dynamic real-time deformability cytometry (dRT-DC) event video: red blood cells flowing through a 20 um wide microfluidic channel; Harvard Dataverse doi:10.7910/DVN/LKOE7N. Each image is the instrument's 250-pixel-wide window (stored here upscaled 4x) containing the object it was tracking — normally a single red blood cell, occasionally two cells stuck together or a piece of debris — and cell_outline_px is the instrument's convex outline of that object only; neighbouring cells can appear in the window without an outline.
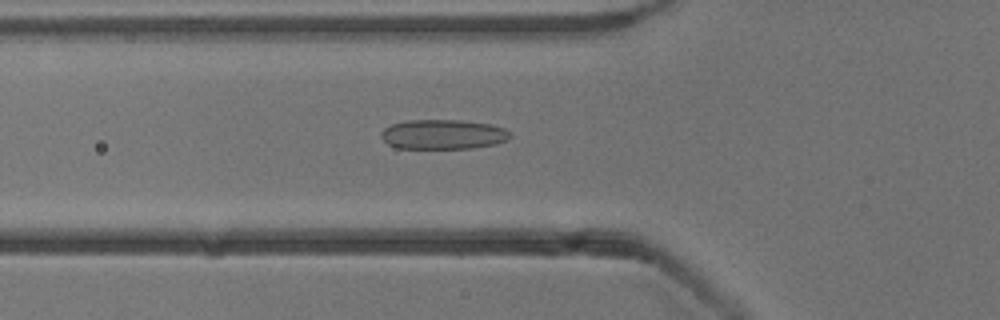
{"species": "common noctule bat (a hibernating species)", "species_latin": "Nyctalus noctula", "temperature_condition": "cold", "stored_images_in_passage": 38, "camera_frame_rate_fps": 3000, "um_per_image_px": 0.085, "animal": {"sex": "male", "body_mass_g": 13.3}, "frame": {"image": 1, "passage_image": 4, "time_ms": 1.0, "image_size_px": [1000, 320], "cell_outline_px": [[512, 136], [508, 140], [496, 144], [472, 148], [396, 148], [388, 144], [380, 136], [380, 132], [384, 128], [392, 124], [408, 120], [460, 120], [492, 124], [504, 128]], "centroid_in_image_um": [37.67, 11.42], "position_along_channel_um": 88.1, "area_um2": 22.43}}
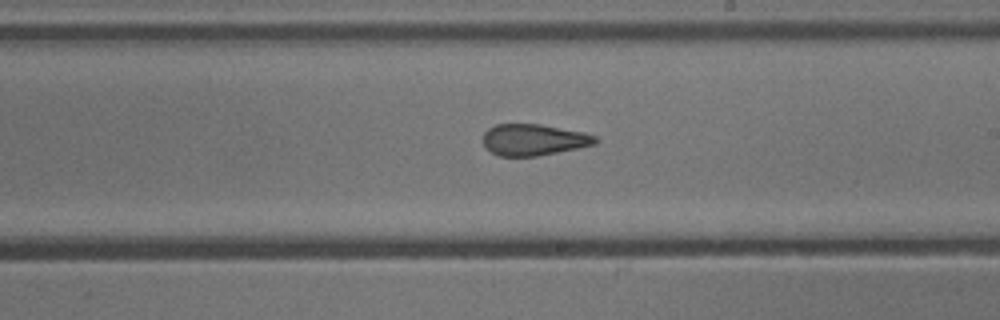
{"frame": {"image": 2, "passage_image": 16, "time_ms": 5.0, "image_size_px": [1000, 320], "cell_outline_px": [[596, 144], [536, 156], [500, 156], [484, 148], [484, 132], [488, 128], [496, 124], [540, 124], [584, 132], [596, 136]], "centroid_in_image_um": [45.33, 11.87], "position_along_channel_um": 243.7, "area_um2": 20.4}}
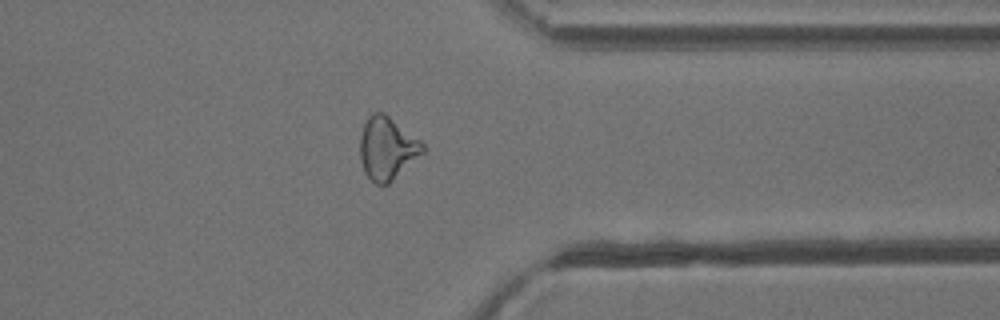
{"frame": {"image": 3, "passage_image": 27, "time_ms": 8.667, "image_size_px": [1000, 320], "cell_outline_px": [[428, 148], [424, 152], [388, 184], [376, 184], [364, 172], [360, 160], [360, 136], [364, 124], [368, 116], [372, 112], [384, 112], [420, 140]], "centroid_in_image_um": [32.9, 12.59], "position_along_channel_um": 378.5, "area_um2": 22.89}, "authors_computed_cell_mechanics": {"area_um2": 21.9929, "velocity_mm_per_s": 3.8641, "shape_relaxation_time_tau1_ms": 11.1485, "shape_relaxation_time_tau2_ms": 1.7317, "deformation_change_tau1": 0.2072, "deformation_change_tau2": 0.1184}}